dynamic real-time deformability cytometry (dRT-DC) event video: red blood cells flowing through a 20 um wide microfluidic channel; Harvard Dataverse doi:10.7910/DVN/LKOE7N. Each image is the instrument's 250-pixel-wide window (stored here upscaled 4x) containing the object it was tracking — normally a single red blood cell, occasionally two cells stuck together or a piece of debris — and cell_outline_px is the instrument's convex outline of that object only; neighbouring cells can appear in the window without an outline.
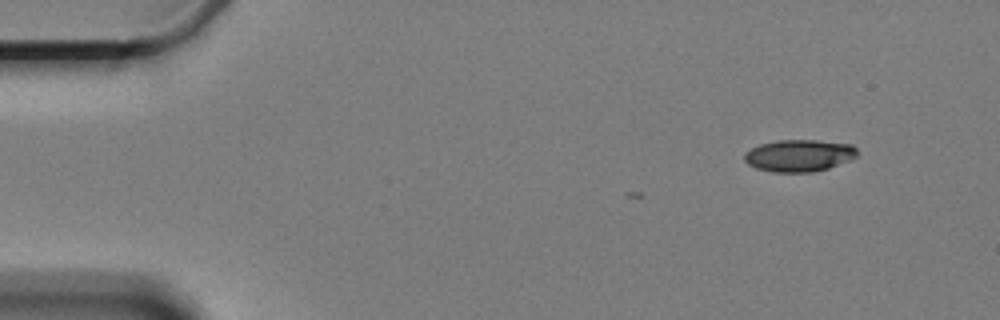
{"species": "Egyptian fruit bat (a non-hibernating species)", "species_latin": "Rousettus aegyptiacus", "temperature_condition": "cold", "stored_images_in_passage": 2, "camera_frame_rate_fps": 3000, "um_per_image_px": 0.085, "animal": {"sex": "female"}, "frame": {"image": 1, "passage_image": 2, "time_ms": 0.333, "image_size_px": [1000, 320], "cell_outline_px": [[856, 156], [848, 160], [828, 168], [812, 172], [776, 172], [756, 168], [748, 164], [744, 160], [744, 152], [760, 144], [780, 140], [816, 140], [852, 144], [856, 148]], "centroid_in_image_um": [67.9, 13.21], "position_along_channel_um": 17.1, "area_um2": 20.87}}